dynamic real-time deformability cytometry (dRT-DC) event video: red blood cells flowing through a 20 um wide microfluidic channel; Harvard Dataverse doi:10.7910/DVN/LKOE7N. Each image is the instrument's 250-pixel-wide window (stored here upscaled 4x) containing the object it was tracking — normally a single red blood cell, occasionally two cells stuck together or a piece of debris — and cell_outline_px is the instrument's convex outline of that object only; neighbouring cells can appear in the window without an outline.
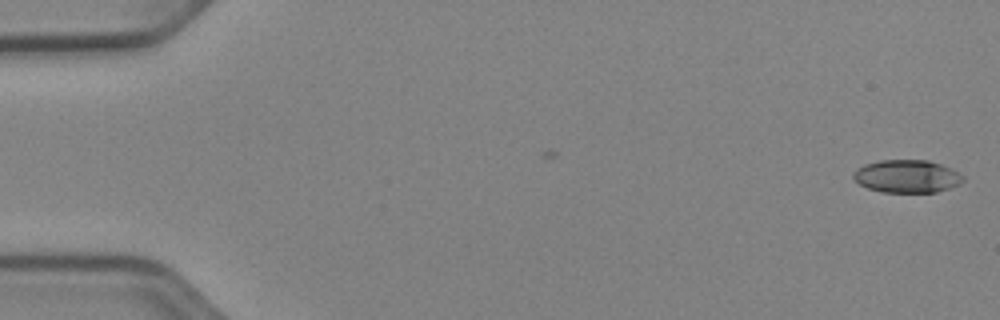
{"species": "Egyptian fruit bat (a non-hibernating species)", "species_latin": "Rousettus aegyptiacus", "temperature_condition": "cold", "stored_images_in_passage": 2, "camera_frame_rate_fps": 3000, "um_per_image_px": 0.085, "animal": {"sex": "female"}, "frame": {"image": 1, "passage_image": 2, "time_ms": 0.333, "image_size_px": [1000, 320], "cell_outline_px": [[964, 180], [960, 184], [936, 192], [880, 192], [868, 188], [852, 180], [852, 172], [856, 168], [864, 164], [880, 160], [928, 160], [952, 168], [960, 172], [964, 176]], "centroid_in_image_um": [77.07, 14.98], "position_along_channel_um": 7.9, "area_um2": 21.27}}